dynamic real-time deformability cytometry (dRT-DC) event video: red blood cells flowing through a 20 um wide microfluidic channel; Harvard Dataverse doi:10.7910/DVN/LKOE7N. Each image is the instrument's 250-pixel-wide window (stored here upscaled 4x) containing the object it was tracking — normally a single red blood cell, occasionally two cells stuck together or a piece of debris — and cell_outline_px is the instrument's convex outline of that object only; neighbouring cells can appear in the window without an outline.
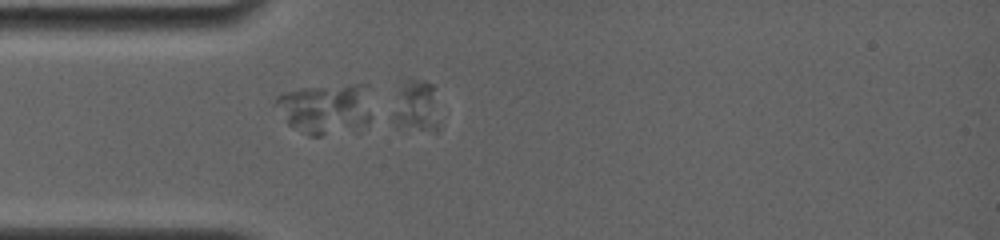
{"species": "common noctule bat (a hibernating species)", "species_latin": "Nyctalus noctula", "temperature_condition": "room temperature", "stored_images_in_passage": 11, "segment_of_instrument_passage": [2, 2], "camera_frame_rate_fps": 4000, "um_per_image_px": 0.085, "animal": {"sex": "female", "body_mass_g": 19.0, "forearm_length_mm": 56.7}, "frame": {"image": 1, "passage_image": 8, "time_ms": 1.75, "image_size_px": [1000, 240], "cell_outline_px": [[376, 116], [364, 124], [320, 136], [308, 136], [288, 124], [272, 104], [276, 96], [280, 92], [300, 88], [348, 84], [368, 84]], "centroid_in_image_um": [27.7, 9.18], "position_along_channel_um": 57.3, "area_um2": 29.13}}